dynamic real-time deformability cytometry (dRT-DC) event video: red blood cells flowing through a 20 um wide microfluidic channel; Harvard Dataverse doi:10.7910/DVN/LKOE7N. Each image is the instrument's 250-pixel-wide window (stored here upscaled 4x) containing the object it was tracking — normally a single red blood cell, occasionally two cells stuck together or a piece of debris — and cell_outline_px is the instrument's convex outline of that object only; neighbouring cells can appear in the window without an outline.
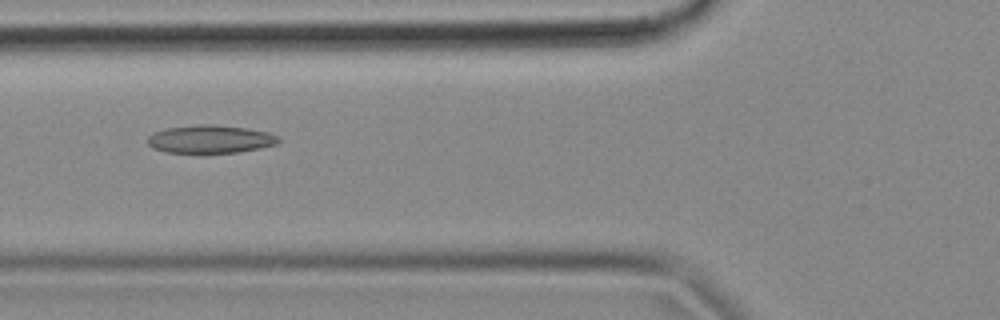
{"species": "common noctule bat (a hibernating species)", "species_latin": "Nyctalus noctula", "temperature_condition": "cold", "stored_images_in_passage": 54, "camera_frame_rate_fps": 3000, "um_per_image_px": 0.085, "animal": {"sex": "female", "body_mass_g": 18.4}, "frame": {"image": 1, "passage_image": 20, "time_ms": 6.333, "image_size_px": [1000, 320], "cell_outline_px": [[280, 144], [260, 148], [236, 152], [204, 156], [200, 156], [164, 152], [152, 148], [148, 144], [148, 136], [152, 132], [164, 128], [200, 124], [212, 124], [248, 128], [268, 132], [280, 136]], "centroid_in_image_um": [17.85, 11.87], "position_along_channel_um": 108.0, "area_um2": 22.66}}
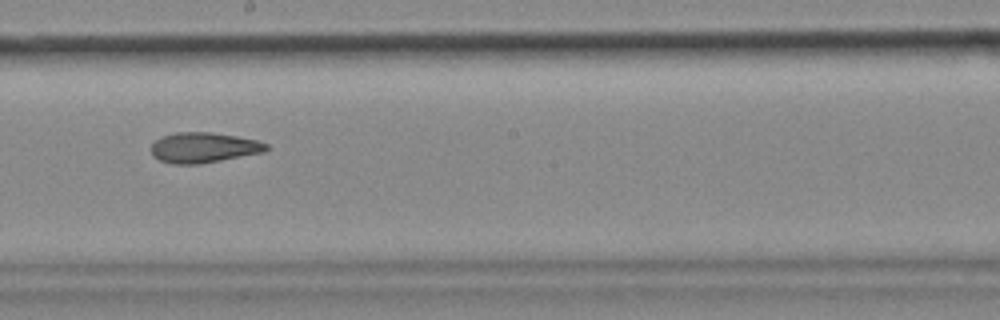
{"frame": {"image": 2, "passage_image": 30, "time_ms": 9.667, "image_size_px": [1000, 320], "cell_outline_px": [[268, 148], [264, 152], [200, 164], [172, 164], [160, 160], [152, 156], [152, 144], [160, 136], [176, 132], [212, 132], [236, 136], [256, 140], [268, 144]], "centroid_in_image_um": [17.29, 12.54], "position_along_channel_um": 230.9, "area_um2": 20.35}}
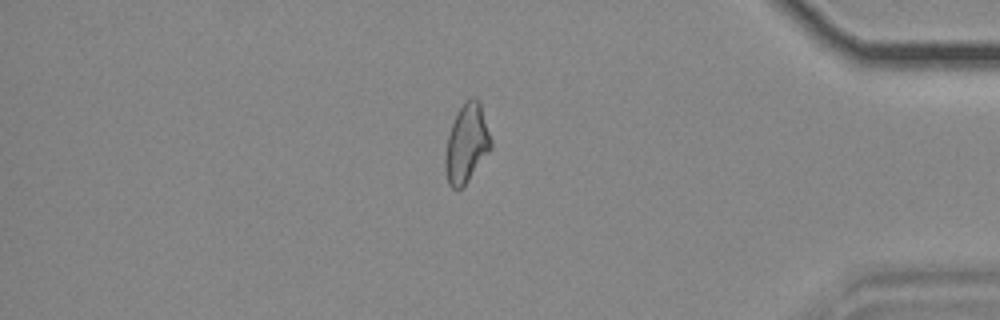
{"frame": {"image": 3, "passage_image": 46, "time_ms": 15.0, "image_size_px": [1000, 320], "cell_outline_px": [[492, 148], [468, 180], [460, 188], [452, 188], [448, 184], [444, 168], [444, 156], [448, 136], [456, 112], [468, 100], [480, 100], [492, 140]], "centroid_in_image_um": [39.66, 12.21], "position_along_channel_um": 395.5, "area_um2": 20.75}, "authors_computed_cell_mechanics": {"area_um2": 21.2415, "velocity_mm_per_s": 3.6855, "shape_relaxation_time_tau1_ms": null, "shape_relaxation_time_tau2_ms": 4.0899, "deformation_change_tau1": null, "deformation_change_tau2": 0.1277}}